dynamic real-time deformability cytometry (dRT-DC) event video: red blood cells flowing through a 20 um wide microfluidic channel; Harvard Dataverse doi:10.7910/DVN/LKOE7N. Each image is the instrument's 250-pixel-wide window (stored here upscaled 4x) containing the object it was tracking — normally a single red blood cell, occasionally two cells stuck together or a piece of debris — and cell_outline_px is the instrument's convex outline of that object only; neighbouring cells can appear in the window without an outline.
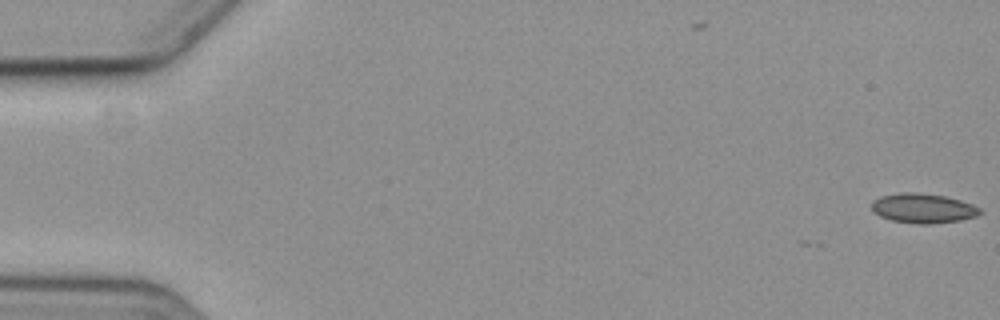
{"species": "common noctule bat (a hibernating species)", "species_latin": "Nyctalus noctula", "temperature_condition": "cold", "stored_images_in_passage": 3, "camera_frame_rate_fps": 3000, "um_per_image_px": 0.085, "animal": {"sex": "female", "body_mass_g": 19.3, "forearm_length_mm": 54.1}, "frame": {"image": 1, "passage_image": 1, "time_ms": 0.0, "image_size_px": [1000, 320], "cell_outline_px": [[984, 212], [976, 216], [960, 220], [928, 224], [916, 224], [892, 220], [880, 216], [872, 208], [872, 200], [880, 196], [904, 192], [916, 192], [944, 196], [960, 200], [972, 204], [980, 208]], "centroid_in_image_um": [78.48, 17.7], "position_along_channel_um": 6.5, "area_um2": 18.61}}